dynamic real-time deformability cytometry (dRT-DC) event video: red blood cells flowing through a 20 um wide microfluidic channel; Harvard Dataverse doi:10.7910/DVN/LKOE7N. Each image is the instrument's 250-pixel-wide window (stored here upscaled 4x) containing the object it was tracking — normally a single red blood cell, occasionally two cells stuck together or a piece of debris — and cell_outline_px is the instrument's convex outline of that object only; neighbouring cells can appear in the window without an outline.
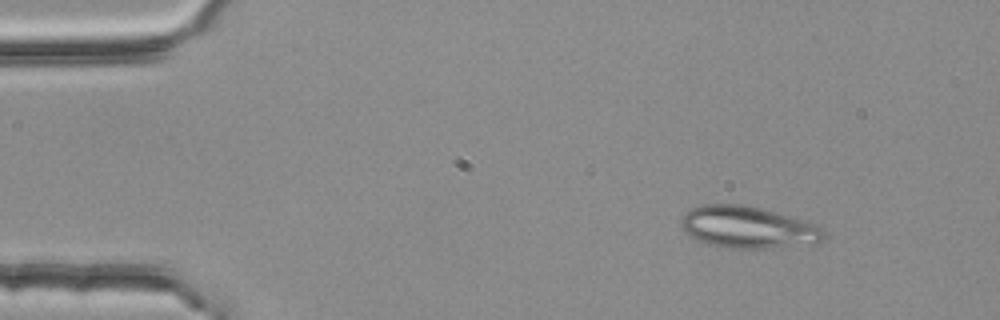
{"species": "common noctule bat (a hibernating species)", "species_latin": "Nyctalus noctula", "temperature_condition": "room temperature", "stored_images_in_passage": 3, "camera_frame_rate_fps": 3000, "um_per_image_px": 0.085, "animal": {"sex": "female", "body_mass_g": 25.1}, "frame": {"image": 1, "passage_image": 1, "time_ms": 0.0, "image_size_px": [1000, 320], "cell_outline_px": [[824, 236], [820, 240], [772, 248], [732, 248], [708, 244], [688, 236], [684, 232], [680, 224], [680, 216], [684, 212], [692, 208], [704, 204], [740, 204], [760, 208], [804, 220], [820, 228], [824, 232]], "centroid_in_image_um": [63.43, 19.3], "position_along_channel_um": 21.6, "area_um2": 34.28}}